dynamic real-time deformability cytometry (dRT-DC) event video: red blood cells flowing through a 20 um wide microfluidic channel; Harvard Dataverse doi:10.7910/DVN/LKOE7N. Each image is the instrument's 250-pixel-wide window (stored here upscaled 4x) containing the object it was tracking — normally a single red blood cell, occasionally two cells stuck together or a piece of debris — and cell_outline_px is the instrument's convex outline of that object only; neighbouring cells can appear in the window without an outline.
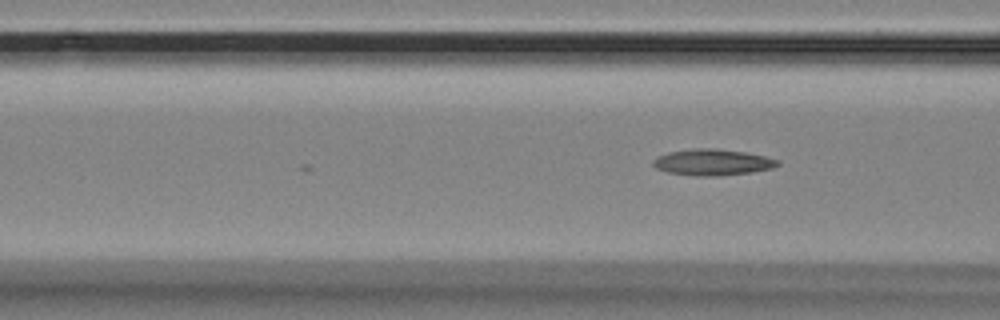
{"species": "Egyptian fruit bat (a non-hibernating species)", "species_latin": "Rousettus aegyptiacus", "temperature_condition": "room temperature", "stored_images_in_passage": 5, "camera_frame_rate_fps": 3000, "um_per_image_px": 0.085, "animal": {"sex": "female"}, "frame": {"image": 1, "passage_image": 5, "time_ms": 1.333, "image_size_px": [1000, 320], "cell_outline_px": [[780, 164], [772, 168], [752, 172], [720, 176], [696, 176], [668, 172], [656, 168], [652, 164], [652, 160], [656, 156], [668, 152], [692, 148], [716, 148], [744, 152], [764, 156], [780, 160]], "centroid_in_image_um": [60.54, 13.79], "position_along_channel_um": 106.1, "area_um2": 19.19}}